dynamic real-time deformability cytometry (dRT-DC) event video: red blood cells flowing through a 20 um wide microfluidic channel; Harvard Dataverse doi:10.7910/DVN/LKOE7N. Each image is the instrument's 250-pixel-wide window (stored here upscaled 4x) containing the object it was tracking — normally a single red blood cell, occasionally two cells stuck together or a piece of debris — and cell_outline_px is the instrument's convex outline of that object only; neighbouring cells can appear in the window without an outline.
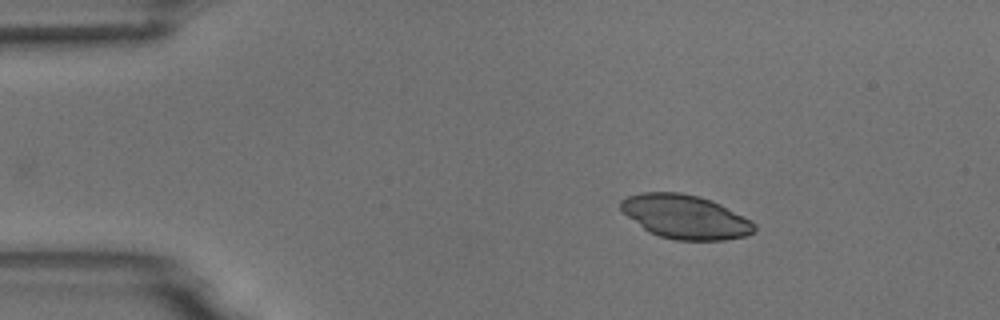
{"species": "common noctule bat (a hibernating species)", "species_latin": "Nyctalus noctula", "temperature_condition": "room temperature", "stored_images_in_passage": 4, "camera_frame_rate_fps": 3000, "um_per_image_px": 0.085, "animal": {"sex": "male", "body_mass_g": 18.8}, "frame": {"image": 1, "passage_image": 1, "time_ms": 0.0, "image_size_px": [1000, 320], "cell_outline_px": [[756, 228], [752, 232], [744, 236], [724, 240], [676, 240], [660, 236], [648, 232], [628, 216], [620, 208], [620, 200], [628, 196], [640, 192], [680, 192], [700, 196], [712, 200], [752, 220], [756, 224]], "centroid_in_image_um": [58.25, 18.42], "position_along_channel_um": 26.7, "area_um2": 34.16}}